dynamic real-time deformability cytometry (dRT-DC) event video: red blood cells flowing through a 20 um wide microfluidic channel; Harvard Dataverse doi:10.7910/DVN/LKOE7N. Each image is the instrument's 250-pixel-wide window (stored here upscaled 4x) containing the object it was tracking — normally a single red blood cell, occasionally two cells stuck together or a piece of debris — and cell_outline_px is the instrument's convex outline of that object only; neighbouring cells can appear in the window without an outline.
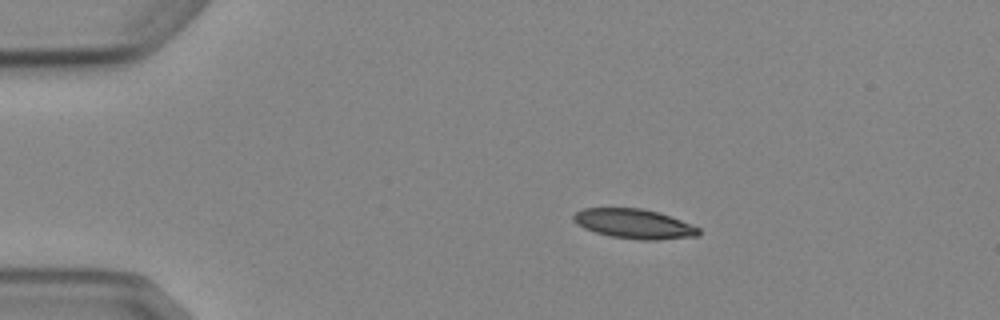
{"species": "Egyptian fruit bat (a non-hibernating species)", "species_latin": "Rousettus aegyptiacus", "temperature_condition": "cold", "stored_images_in_passage": 4, "camera_frame_rate_fps": 3000, "um_per_image_px": 0.085, "animal": {"sex": "female"}, "frame": {"image": 1, "passage_image": 3, "time_ms": 2.333, "image_size_px": [1000, 320], "cell_outline_px": [[700, 236], [656, 240], [640, 240], [612, 236], [596, 232], [584, 228], [576, 224], [572, 220], [572, 216], [576, 212], [584, 208], [640, 208], [656, 212], [680, 220], [700, 228]], "centroid_in_image_um": [53.88, 19.03], "position_along_channel_um": 31.1, "area_um2": 21.44}}